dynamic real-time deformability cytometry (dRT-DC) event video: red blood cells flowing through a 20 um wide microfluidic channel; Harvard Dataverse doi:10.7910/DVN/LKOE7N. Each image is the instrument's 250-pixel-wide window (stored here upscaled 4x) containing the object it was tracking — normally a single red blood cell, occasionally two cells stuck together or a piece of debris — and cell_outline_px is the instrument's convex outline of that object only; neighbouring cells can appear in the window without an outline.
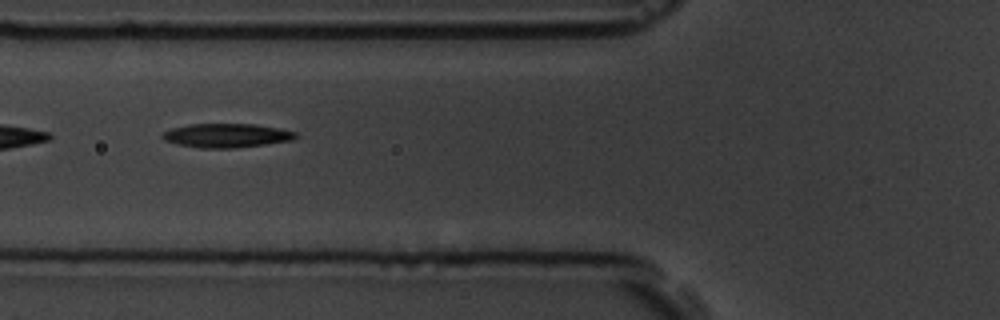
{"species": "common noctule bat (a hibernating species)", "species_latin": "Nyctalus noctula", "temperature_condition": "room temperature", "stored_images_in_passage": 14, "camera_frame_rate_fps": 3000, "um_per_image_px": 0.085, "animal": {"sex": "male", "body_mass_g": 19.5, "forearm_length_mm": 54.6}, "frame": {"image": 1, "passage_image": 5, "time_ms": 5.333, "image_size_px": [1000, 320], "cell_outline_px": [[300, 136], [292, 140], [236, 148], [200, 148], [176, 144], [164, 140], [160, 136], [164, 132], [172, 128], [188, 124], [256, 124], [280, 128], [296, 132]], "centroid_in_image_um": [19.26, 11.51], "position_along_channel_um": 106.5, "area_um2": 18.73}}
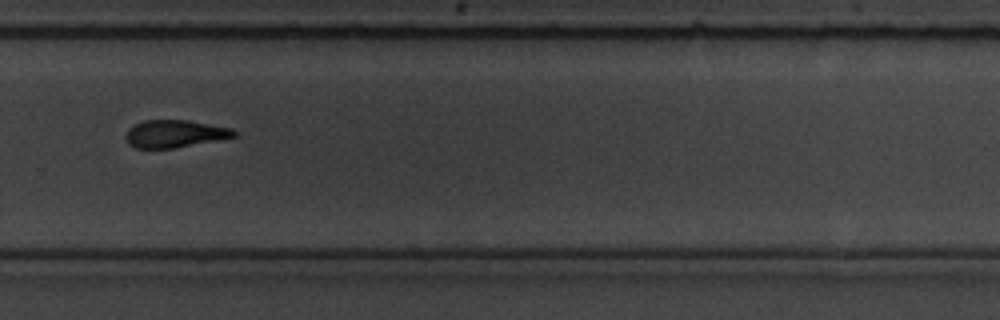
{"frame": {"image": 2, "passage_image": 10, "time_ms": 11.0, "image_size_px": [1000, 320], "cell_outline_px": [[236, 136], [176, 148], [136, 148], [128, 144], [124, 136], [128, 128], [144, 120], [188, 120], [232, 128], [236, 132]], "centroid_in_image_um": [14.82, 11.37], "position_along_channel_um": 315.0, "area_um2": 17.34}, "authors_computed_cell_mechanics": {"area_um2": 18.9006, "velocity_mm_per_s": 3.6862, "shape_relaxation_time_tau1_ms": 2.9761, "shape_relaxation_time_tau2_ms": 4.3087, "deformation_change_tau1": 0.1006, "deformation_change_tau2": 0.1124}}